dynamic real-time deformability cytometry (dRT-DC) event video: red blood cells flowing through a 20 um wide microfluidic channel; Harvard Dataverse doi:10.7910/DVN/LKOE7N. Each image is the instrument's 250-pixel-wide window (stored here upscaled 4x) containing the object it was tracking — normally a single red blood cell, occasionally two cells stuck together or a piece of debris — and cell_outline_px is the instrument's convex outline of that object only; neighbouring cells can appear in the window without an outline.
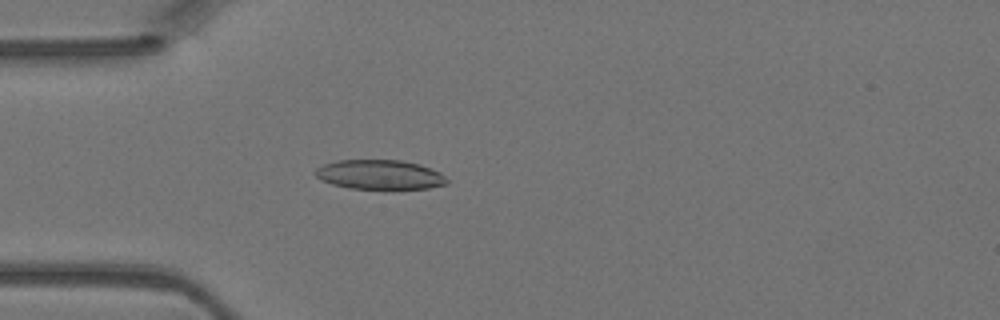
{"species": "Egyptian fruit bat (a non-hibernating species)", "species_latin": "Rousettus aegyptiacus", "temperature_condition": "warm", "stored_images_in_passage": 43, "camera_frame_rate_fps": 3000, "um_per_image_px": 0.085, "animal": {"sex": "female"}, "frame": {"image": 1, "passage_image": 10, "time_ms": 3.0, "image_size_px": [1000, 320], "cell_outline_px": [[448, 184], [428, 188], [348, 188], [332, 184], [320, 180], [312, 172], [316, 168], [324, 164], [336, 160], [400, 160], [420, 164], [440, 172], [448, 180]], "centroid_in_image_um": [32.25, 14.83], "position_along_channel_um": 52.8, "area_um2": 22.6}}
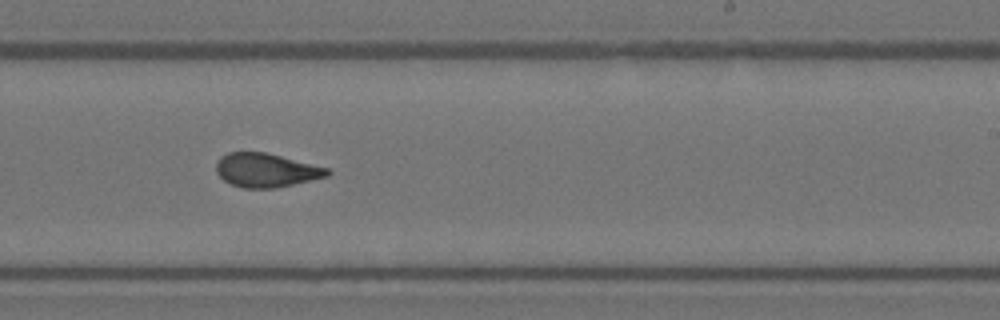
{"frame": {"image": 2, "passage_image": 25, "time_ms": 8.0, "image_size_px": [1000, 320], "cell_outline_px": [[332, 172], [328, 176], [276, 188], [244, 188], [232, 184], [224, 180], [216, 172], [216, 160], [220, 156], [228, 152], [264, 152], [328, 168]], "centroid_in_image_um": [22.59, 14.46], "position_along_channel_um": 266.4, "area_um2": 21.79}}
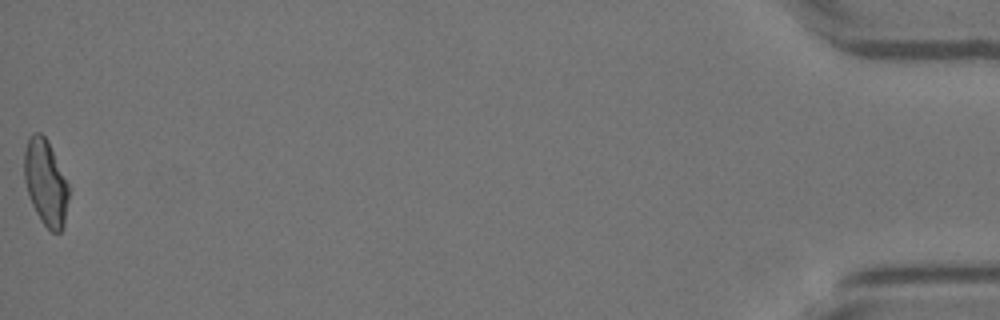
{"frame": {"image": 3, "passage_image": 43, "time_ms": 14.0, "image_size_px": [1000, 320], "cell_outline_px": [[68, 200], [64, 228], [60, 232], [52, 232], [40, 220], [32, 204], [24, 180], [24, 152], [28, 136], [32, 132], [40, 132], [48, 140], [68, 184]], "centroid_in_image_um": [3.87, 15.5], "position_along_channel_um": 431.3, "area_um2": 22.25}}